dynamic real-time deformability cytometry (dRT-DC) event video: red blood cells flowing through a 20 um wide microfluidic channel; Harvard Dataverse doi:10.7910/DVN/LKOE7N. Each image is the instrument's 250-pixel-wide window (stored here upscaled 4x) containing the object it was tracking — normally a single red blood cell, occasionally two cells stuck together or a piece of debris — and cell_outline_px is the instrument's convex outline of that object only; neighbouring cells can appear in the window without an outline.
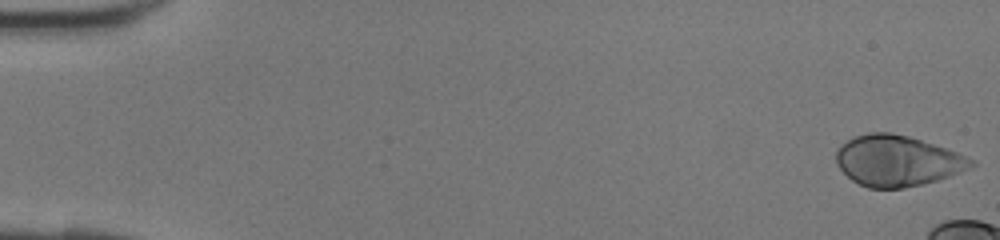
{"species": "human", "species_latin": "Homo sapiens", "temperature_condition": "room temperature", "stored_images_in_passage": 12, "camera_frame_rate_fps": 3000, "um_per_image_px": 0.085, "donor": {"sex": "female"}, "frame": {"image": 1, "passage_image": 1, "time_ms": 0.0, "image_size_px": [1000, 240], "cell_outline_px": [[976, 164], [960, 172], [936, 180], [920, 184], [900, 188], [868, 188], [852, 180], [836, 164], [836, 148], [848, 140], [856, 136], [868, 132], [892, 132], [908, 136], [956, 152], [976, 160]], "centroid_in_image_um": [76.24, 13.66], "position_along_channel_um": 8.8, "area_um2": 39.54}}